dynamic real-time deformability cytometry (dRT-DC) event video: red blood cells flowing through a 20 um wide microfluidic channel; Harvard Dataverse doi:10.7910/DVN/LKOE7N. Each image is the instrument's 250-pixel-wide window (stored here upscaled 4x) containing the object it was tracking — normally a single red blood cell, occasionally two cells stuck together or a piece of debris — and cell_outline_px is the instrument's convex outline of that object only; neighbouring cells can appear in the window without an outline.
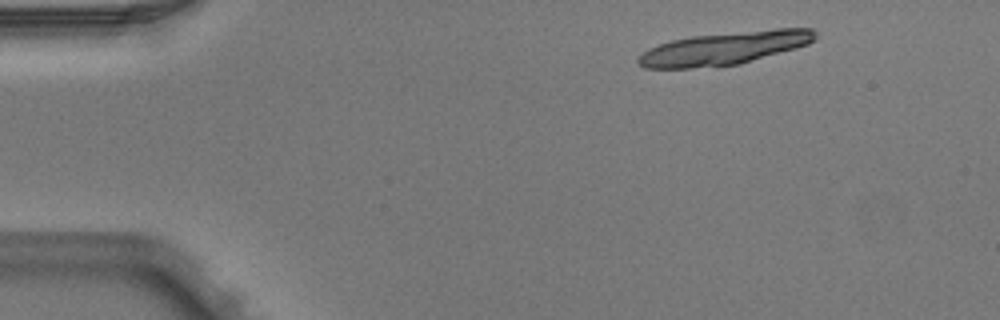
{"species": "Egyptian fruit bat (a non-hibernating species)", "species_latin": "Rousettus aegyptiacus", "temperature_condition": "warm", "stored_images_in_passage": 3, "segment_of_instrument_passage": [2, 2], "camera_frame_rate_fps": 3000, "um_per_image_px": 0.085, "animal": {"sex": "male"}, "frame": {"image": 1, "passage_image": 3, "time_ms": 0.667, "image_size_px": [1000, 320], "cell_outline_px": [[816, 40], [808, 44], [796, 48], [740, 64], [692, 68], [644, 68], [636, 60], [648, 48], [672, 40], [692, 36], [776, 28], [812, 28], [816, 32]], "centroid_in_image_um": [61.62, 4.09], "position_along_channel_um": 23.4, "area_um2": 33.87}}